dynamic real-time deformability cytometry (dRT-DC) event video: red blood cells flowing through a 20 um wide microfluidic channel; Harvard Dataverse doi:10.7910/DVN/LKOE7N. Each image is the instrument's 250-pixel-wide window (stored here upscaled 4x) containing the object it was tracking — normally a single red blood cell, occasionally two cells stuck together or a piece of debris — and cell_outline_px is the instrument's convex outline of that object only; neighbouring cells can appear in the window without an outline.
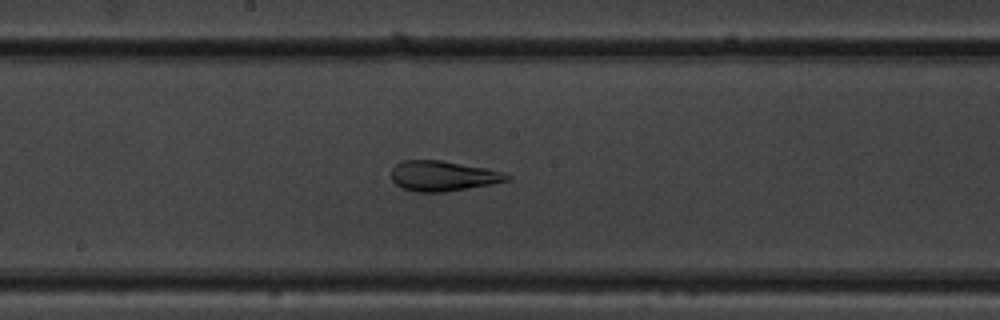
{"species": "common noctule bat (a hibernating species)", "species_latin": "Nyctalus noctula", "temperature_condition": "warm", "stored_images_in_passage": 53, "camera_frame_rate_fps": 3000, "um_per_image_px": 0.085, "animal": {"sex": "male", "body_mass_g": 19.5, "forearm_length_mm": 54.6}, "frame": {"image": 1, "passage_image": 29, "time_ms": 9.333, "image_size_px": [1000, 320], "cell_outline_px": [[512, 180], [492, 184], [444, 192], [416, 192], [400, 188], [392, 180], [392, 168], [400, 160], [440, 160], [488, 168], [512, 176]], "centroid_in_image_um": [37.65, 14.96], "position_along_channel_um": 210.6, "area_um2": 20.52}}
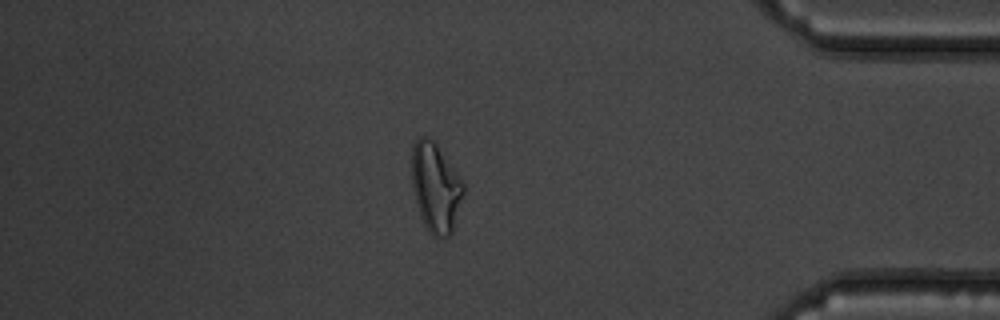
{"frame": {"image": 2, "passage_image": 46, "time_ms": 15.0, "image_size_px": [1000, 320], "cell_outline_px": [[464, 192], [452, 232], [448, 236], [432, 236], [424, 224], [420, 216], [416, 204], [412, 184], [412, 144], [420, 136], [428, 136], [436, 144], [464, 184]], "centroid_in_image_um": [37.0, 15.93], "position_along_channel_um": 398.2, "area_um2": 26.53}}
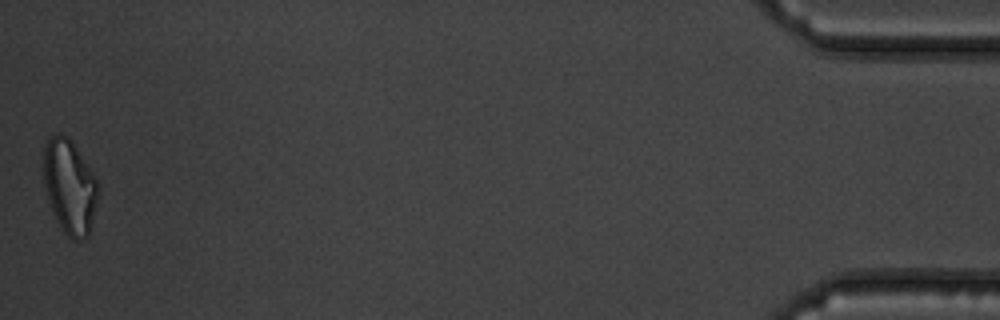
{"frame": {"image": 3, "passage_image": 53, "time_ms": 17.333, "image_size_px": [1000, 320], "cell_outline_px": [[96, 204], [88, 236], [80, 240], [72, 240], [64, 232], [52, 208], [48, 196], [44, 180], [44, 148], [48, 140], [52, 136], [60, 132], [68, 136], [72, 140], [96, 176]], "centroid_in_image_um": [5.93, 15.81], "position_along_channel_um": 429.3, "area_um2": 29.3}, "authors_computed_cell_mechanics": {"area_um2": 25.8944, "velocity_mm_per_s": 3.8494, "shape_relaxation_time_tau1_ms": null, "shape_relaxation_time_tau2_ms": 1.019, "deformation_change_tau1": null, "deformation_change_tau2": 0.0652}}